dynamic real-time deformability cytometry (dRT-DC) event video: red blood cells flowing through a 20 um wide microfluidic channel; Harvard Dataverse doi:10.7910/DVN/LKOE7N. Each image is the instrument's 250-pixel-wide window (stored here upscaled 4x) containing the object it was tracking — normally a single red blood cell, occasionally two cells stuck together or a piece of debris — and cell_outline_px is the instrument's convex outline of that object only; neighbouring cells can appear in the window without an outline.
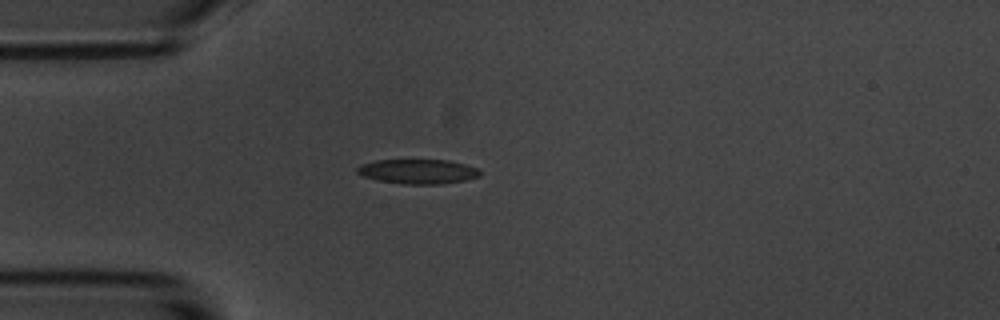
{"species": "common noctule bat (a hibernating species)", "species_latin": "Nyctalus noctula", "temperature_condition": "room temperature", "stored_images_in_passage": 5, "camera_frame_rate_fps": 3000, "um_per_image_px": 0.085, "animal": {"sex": "male", "body_mass_g": 20.1, "forearm_length_mm": 53.5}, "frame": {"image": 1, "passage_image": 4, "time_ms": 4.667, "image_size_px": [1000, 320], "cell_outline_px": [[480, 176], [468, 180], [440, 184], [404, 184], [376, 180], [360, 176], [356, 172], [356, 168], [360, 164], [376, 160], [448, 160], [480, 168]], "centroid_in_image_um": [35.51, 14.58], "position_along_channel_um": 49.5, "area_um2": 17.86}}